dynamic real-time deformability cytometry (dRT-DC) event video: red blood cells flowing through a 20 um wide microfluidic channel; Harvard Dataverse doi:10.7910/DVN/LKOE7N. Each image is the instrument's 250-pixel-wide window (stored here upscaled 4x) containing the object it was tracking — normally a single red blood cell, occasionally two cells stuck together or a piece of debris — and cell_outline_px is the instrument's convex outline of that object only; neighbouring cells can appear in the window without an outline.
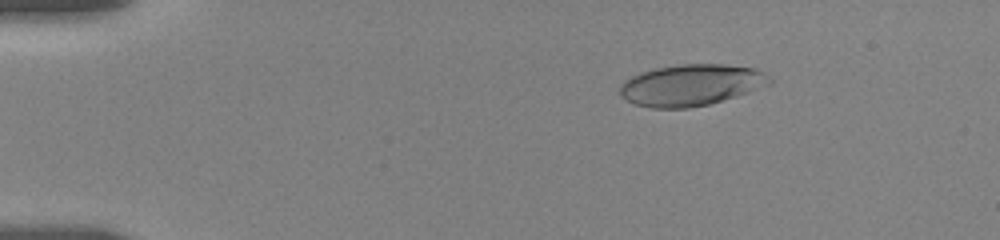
{"species": "human", "species_latin": "Homo sapiens", "temperature_condition": "room temperature", "stored_images_in_passage": 56, "camera_frame_rate_fps": 3000, "um_per_image_px": 0.085, "donor": {"sex": "female"}, "frame": {"image": 1, "passage_image": 9, "time_ms": 2.667, "image_size_px": [1000, 240], "cell_outline_px": [[772, 84], [736, 96], [708, 104], [688, 108], [652, 108], [636, 104], [620, 96], [620, 84], [624, 80], [640, 72], [652, 68], [676, 64], [724, 64], [756, 68], [764, 72], [772, 80]], "centroid_in_image_um": [58.74, 7.21], "position_along_channel_um": 26.3, "area_um2": 36.3}}
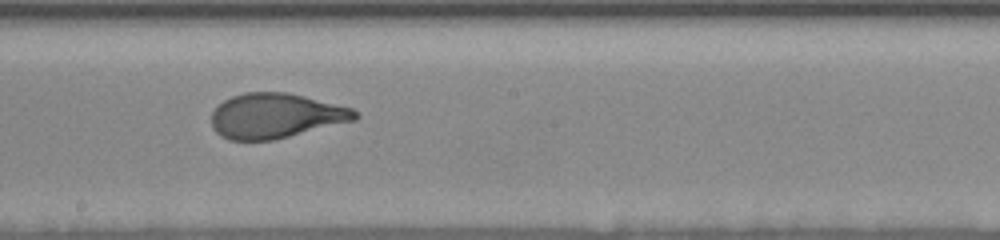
{"frame": {"image": 2, "passage_image": 32, "time_ms": 10.333, "image_size_px": [1000, 240], "cell_outline_px": [[360, 116], [356, 120], [272, 140], [228, 140], [220, 136], [212, 128], [212, 112], [224, 100], [232, 96], [244, 92], [288, 92], [352, 108]], "centroid_in_image_um": [23.41, 9.84], "position_along_channel_um": 224.8, "area_um2": 37.45}}
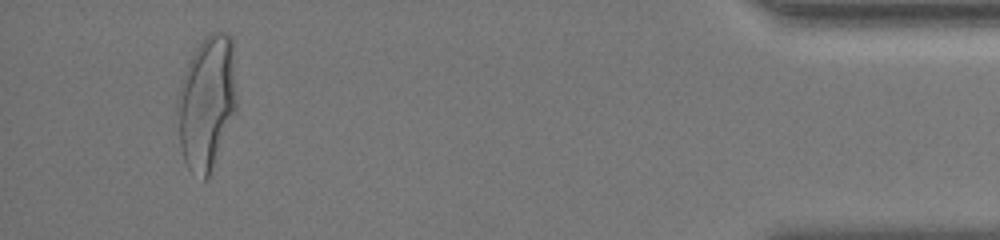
{"frame": {"image": 3, "passage_image": 53, "time_ms": 17.333, "image_size_px": [1000, 240], "cell_outline_px": [[236, 108], [208, 180], [204, 180], [188, 168], [184, 160], [180, 148], [176, 112], [176, 104], [180, 84], [184, 72], [196, 48], [208, 32], [228, 32], [232, 36], [236, 92]], "centroid_in_image_um": [17.56, 8.7], "position_along_channel_um": 417.6, "area_um2": 46.3}, "authors_computed_cell_mechanics": {"area_um2": 37.8301, "velocity_mm_per_s": 3.6188, "shape_relaxation_time_tau1_ms": 4.1408, "shape_relaxation_time_tau2_ms": null, "deformation_change_tau1": 0.2137, "deformation_change_tau2": null}}